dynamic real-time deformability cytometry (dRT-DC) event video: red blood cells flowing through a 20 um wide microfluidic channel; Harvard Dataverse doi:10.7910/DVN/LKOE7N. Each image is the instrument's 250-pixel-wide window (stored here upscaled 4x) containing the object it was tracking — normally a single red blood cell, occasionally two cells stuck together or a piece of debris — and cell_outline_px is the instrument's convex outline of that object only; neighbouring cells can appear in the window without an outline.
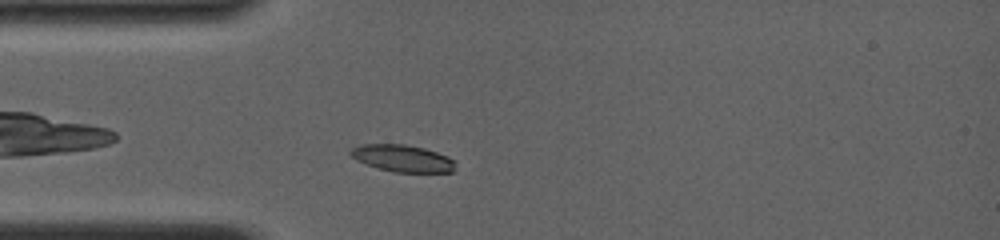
{"species": "common noctule bat (a hibernating species)", "species_latin": "Nyctalus noctula", "temperature_condition": "room temperature", "stored_images_in_passage": 70, "camera_frame_rate_fps": 4000, "um_per_image_px": 0.085, "animal": {"sex": "female", "body_mass_g": 19.0, "forearm_length_mm": 56.7}, "frame": {"image": 1, "passage_image": 13, "time_ms": 1.75, "image_size_px": [1000, 240], "cell_outline_px": [[456, 172], [392, 172], [356, 160], [348, 152], [352, 148], [360, 144], [404, 144], [424, 148], [448, 156], [452, 160]], "centroid_in_image_um": [34.21, 13.45], "position_along_channel_um": 50.8, "area_um2": 16.36}}
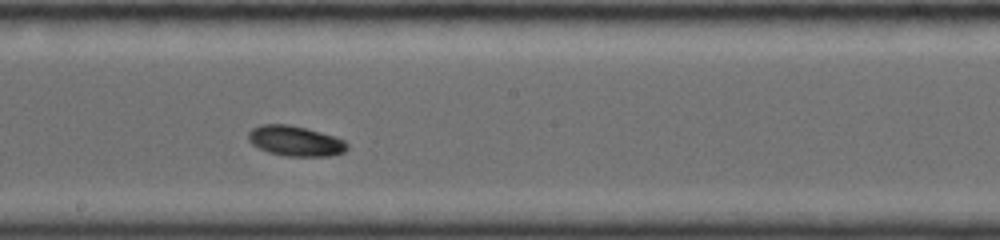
{"frame": {"image": 2, "passage_image": 44, "time_ms": 6.25, "image_size_px": [1000, 240], "cell_outline_px": [[348, 148], [344, 152], [332, 156], [288, 156], [268, 152], [252, 144], [248, 140], [248, 132], [252, 128], [260, 124], [288, 124], [336, 136], [344, 140], [348, 144]], "centroid_in_image_um": [25.11, 11.98], "position_along_channel_um": 223.1, "area_um2": 17.46}}
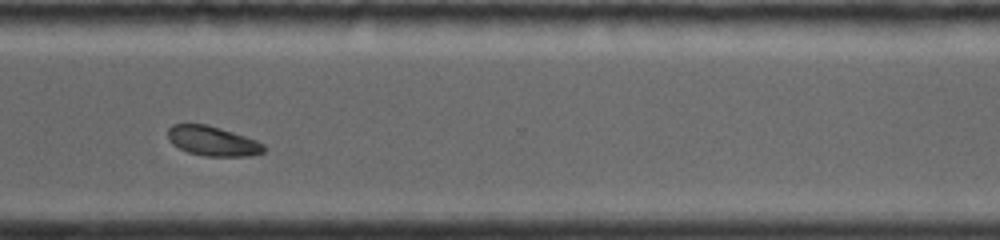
{"frame": {"image": 3, "passage_image": 69, "time_ms": 9.5, "image_size_px": [1000, 240], "cell_outline_px": [[264, 152], [248, 156], [204, 156], [188, 152], [172, 144], [168, 140], [168, 128], [172, 124], [204, 124], [220, 128], [256, 140], [264, 144]], "centroid_in_image_um": [18.05, 11.99], "position_along_channel_um": 352.6, "area_um2": 16.47}}